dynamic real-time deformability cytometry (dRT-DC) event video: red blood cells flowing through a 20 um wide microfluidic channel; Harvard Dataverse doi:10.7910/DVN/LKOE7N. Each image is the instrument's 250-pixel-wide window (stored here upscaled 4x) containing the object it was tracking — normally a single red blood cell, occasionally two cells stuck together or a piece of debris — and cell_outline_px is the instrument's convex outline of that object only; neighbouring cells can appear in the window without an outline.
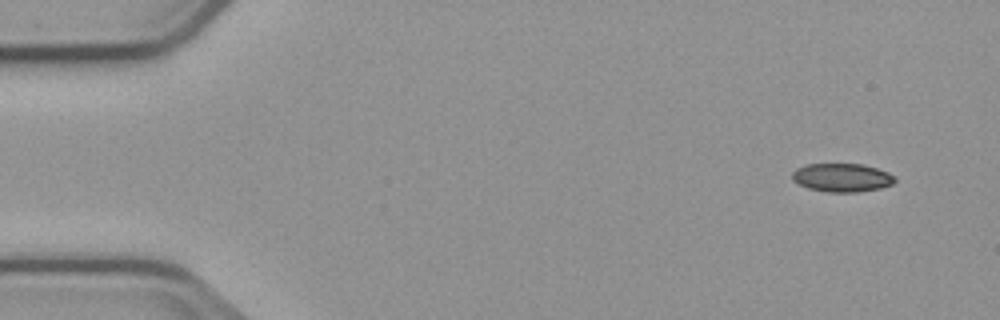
{"species": "common noctule bat (a hibernating species)", "species_latin": "Nyctalus noctula", "temperature_condition": "cold", "stored_images_in_passage": 7, "camera_frame_rate_fps": 3000, "um_per_image_px": 0.085, "animal": {"sex": "male", "body_mass_g": 23.1, "forearm_length_mm": 52.7}, "frame": {"image": 1, "passage_image": 1, "time_ms": 0.0, "image_size_px": [1000, 320], "cell_outline_px": [[896, 180], [892, 184], [880, 188], [856, 192], [828, 192], [808, 188], [792, 180], [792, 172], [796, 168], [804, 164], [864, 164], [888, 172]], "centroid_in_image_um": [71.54, 15.09], "position_along_channel_um": 13.5, "area_um2": 16.99}}
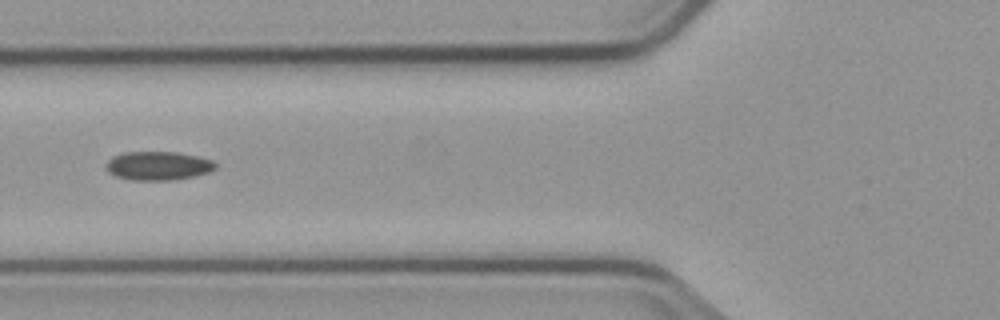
{"frame": {"image": 2, "passage_image": 5, "time_ms": 5.667, "image_size_px": [1000, 320], "cell_outline_px": [[216, 168], [208, 172], [192, 176], [172, 180], [132, 180], [116, 176], [108, 172], [108, 160], [112, 156], [124, 152], [176, 152], [196, 156], [212, 160], [216, 164]], "centroid_in_image_um": [13.43, 14.09], "position_along_channel_um": 112.4, "area_um2": 18.09}}
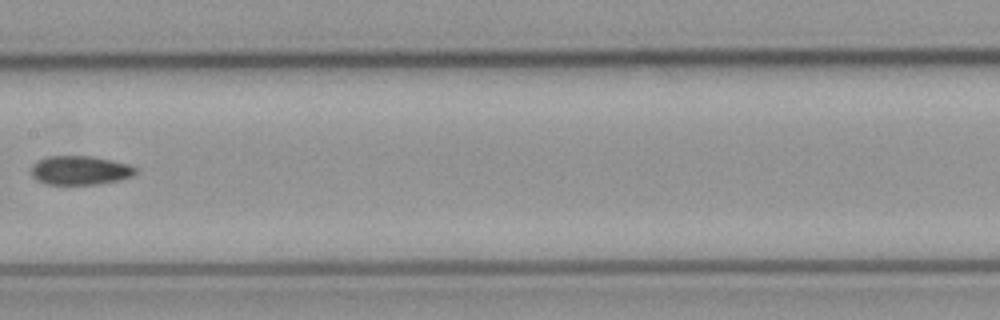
{"frame": {"image": 3, "passage_image": 7, "time_ms": 8.0, "image_size_px": [1000, 320], "cell_outline_px": [[136, 172], [132, 176], [116, 180], [96, 184], [44, 184], [36, 180], [32, 176], [32, 164], [44, 156], [92, 156], [112, 160], [128, 164], [136, 168]], "centroid_in_image_um": [6.76, 14.47], "position_along_channel_um": 200.6, "area_um2": 17.57}}